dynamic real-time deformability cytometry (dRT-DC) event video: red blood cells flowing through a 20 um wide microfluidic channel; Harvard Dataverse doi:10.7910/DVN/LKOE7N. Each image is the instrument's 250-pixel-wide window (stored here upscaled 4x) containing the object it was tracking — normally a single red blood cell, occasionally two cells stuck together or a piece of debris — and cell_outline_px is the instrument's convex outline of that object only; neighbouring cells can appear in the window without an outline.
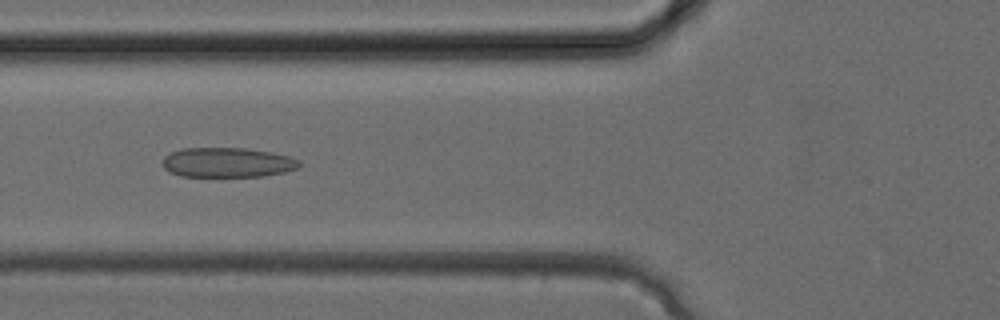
{"species": "common noctule bat (a hibernating species)", "species_latin": "Nyctalus noctula", "temperature_condition": "cold", "stored_images_in_passage": 26, "camera_frame_rate_fps": 3000, "um_per_image_px": 0.085, "animal": {"sex": "female", "body_mass_g": 24.6, "forearm_length_mm": 56.2}, "frame": {"image": 1, "passage_image": 8, "time_ms": 2.333, "image_size_px": [1000, 320], "cell_outline_px": [[300, 168], [284, 172], [264, 176], [180, 176], [164, 168], [164, 156], [172, 152], [184, 148], [244, 148], [272, 152], [288, 156], [300, 160]], "centroid_in_image_um": [19.38, 13.81], "position_along_channel_um": 106.4, "area_um2": 23.58}}
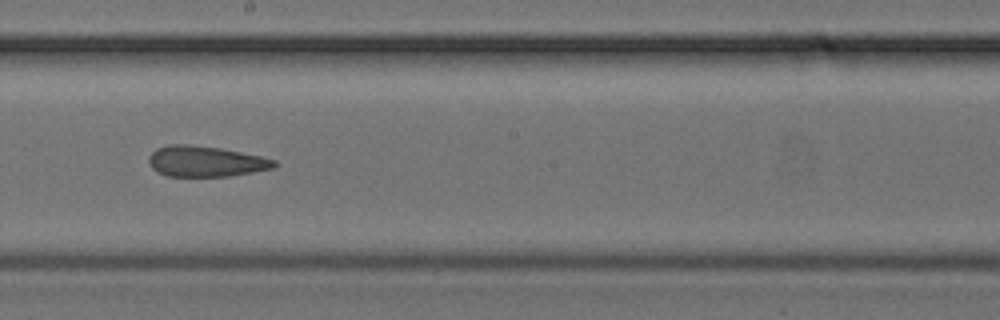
{"frame": {"image": 2, "passage_image": 14, "time_ms": 4.333, "image_size_px": [1000, 320], "cell_outline_px": [[276, 168], [228, 176], [168, 176], [156, 172], [148, 164], [148, 156], [156, 148], [172, 144], [188, 144], [220, 148], [260, 156], [276, 160]], "centroid_in_image_um": [17.44, 13.72], "position_along_channel_um": 230.8, "area_um2": 22.48}}
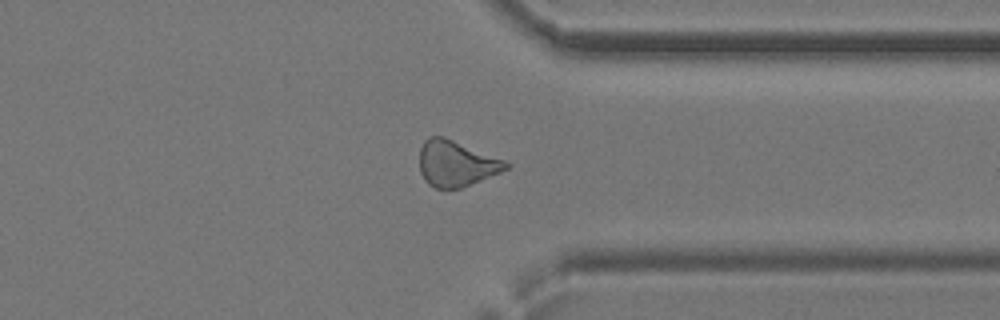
{"frame": {"image": 3, "passage_image": 21, "time_ms": 6.667, "image_size_px": [1000, 320], "cell_outline_px": [[512, 164], [508, 168], [500, 172], [460, 188], [436, 188], [428, 184], [420, 172], [420, 148], [424, 140], [428, 136], [444, 136], [504, 160]], "centroid_in_image_um": [38.75, 13.88], "position_along_channel_um": 372.6, "area_um2": 22.89}}